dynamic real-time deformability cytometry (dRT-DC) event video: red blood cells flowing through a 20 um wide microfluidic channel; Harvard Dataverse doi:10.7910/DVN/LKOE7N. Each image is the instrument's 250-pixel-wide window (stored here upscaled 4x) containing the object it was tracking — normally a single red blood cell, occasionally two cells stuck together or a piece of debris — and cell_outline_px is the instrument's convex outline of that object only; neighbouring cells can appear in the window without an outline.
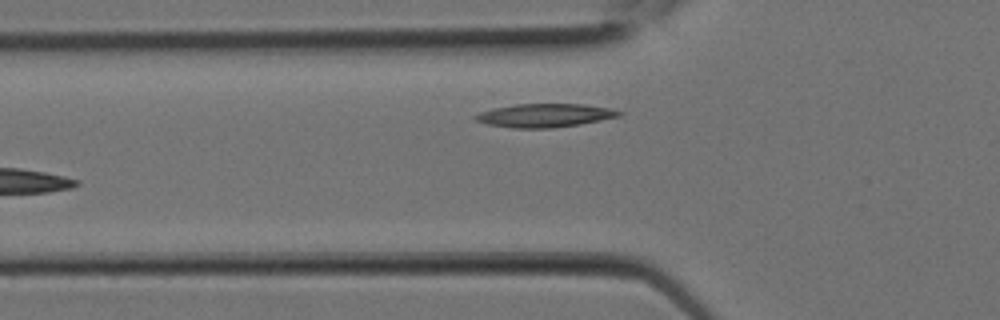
{"species": "Egyptian fruit bat (a non-hibernating species)", "species_latin": "Rousettus aegyptiacus", "temperature_condition": "room temperature", "stored_images_in_passage": 9, "camera_frame_rate_fps": 3000, "um_per_image_px": 0.085, "animal": {"sex": "female"}, "frame": {"image": 1, "passage_image": 9, "time_ms": 2.667, "image_size_px": [1000, 320], "cell_outline_px": [[624, 112], [620, 116], [580, 124], [552, 128], [512, 128], [488, 124], [476, 120], [472, 116], [480, 112], [492, 108], [516, 104], [584, 104], [612, 108]], "centroid_in_image_um": [46.32, 9.8], "position_along_channel_um": 79.5, "area_um2": 19.71}}